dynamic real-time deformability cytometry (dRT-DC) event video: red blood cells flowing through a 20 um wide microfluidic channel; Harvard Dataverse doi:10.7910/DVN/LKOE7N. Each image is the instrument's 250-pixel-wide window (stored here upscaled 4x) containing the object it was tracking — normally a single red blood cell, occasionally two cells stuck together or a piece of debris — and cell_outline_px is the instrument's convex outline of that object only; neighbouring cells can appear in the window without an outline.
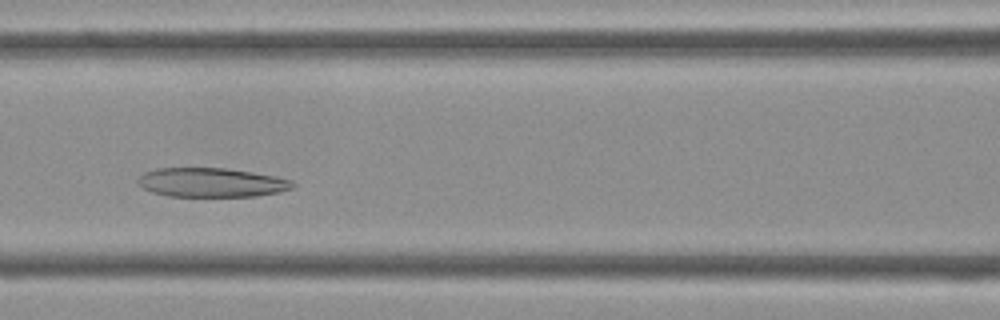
{"species": "Egyptian fruit bat (a non-hibernating species)", "species_latin": "Rousettus aegyptiacus", "temperature_condition": "cold", "stored_images_in_passage": 39, "camera_frame_rate_fps": 3000, "um_per_image_px": 0.085, "frame": {"image": 1, "passage_image": 13, "time_ms": 4.0, "image_size_px": [1000, 320], "cell_outline_px": [[296, 184], [292, 188], [280, 192], [256, 196], [168, 196], [152, 192], [144, 188], [136, 180], [144, 172], [156, 168], [224, 168], [252, 172], [276, 176], [292, 180]], "centroid_in_image_um": [17.99, 15.51], "position_along_channel_um": 148.6, "area_um2": 26.3}}
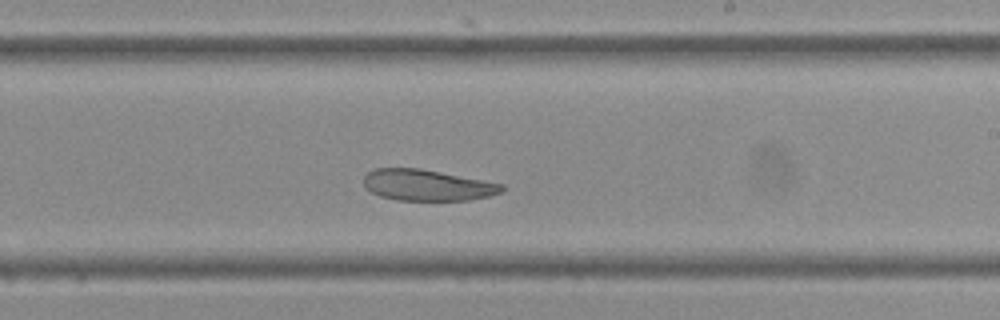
{"frame": {"image": 2, "passage_image": 20, "time_ms": 6.333, "image_size_px": [1000, 320], "cell_outline_px": [[504, 192], [488, 196], [468, 200], [396, 200], [380, 196], [372, 192], [364, 184], [364, 176], [372, 168], [420, 168], [504, 184]], "centroid_in_image_um": [36.32, 15.73], "position_along_channel_um": 252.7, "area_um2": 25.03}}
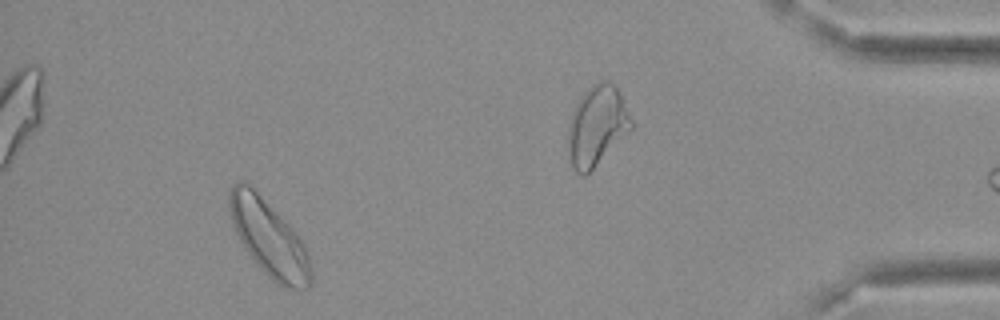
{"frame": {"image": 3, "passage_image": 35, "time_ms": 11.333, "image_size_px": [1000, 320], "cell_outline_px": [[312, 280], [308, 288], [284, 288], [268, 276], [256, 264], [244, 248], [236, 232], [228, 208], [228, 192], [232, 184], [244, 180], [292, 228], [304, 244], [312, 264]], "centroid_in_image_um": [22.86, 20.27], "position_along_channel_um": 412.3, "area_um2": 35.84}}